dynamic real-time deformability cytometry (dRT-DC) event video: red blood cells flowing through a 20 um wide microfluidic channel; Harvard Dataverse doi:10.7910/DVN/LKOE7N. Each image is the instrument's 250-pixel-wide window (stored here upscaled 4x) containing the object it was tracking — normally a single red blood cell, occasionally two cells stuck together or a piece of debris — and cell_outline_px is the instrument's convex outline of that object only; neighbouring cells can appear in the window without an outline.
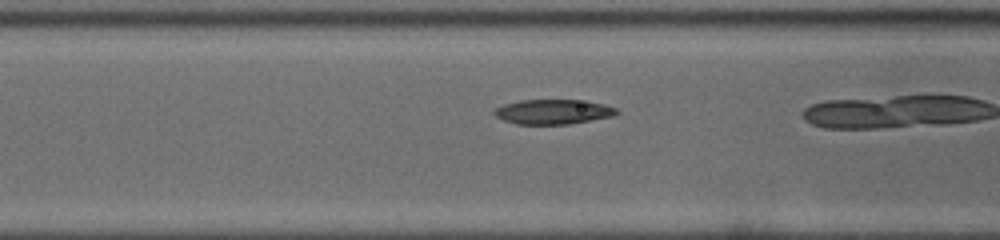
{"species": "common noctule bat (a hibernating species)", "species_latin": "Nyctalus noctula", "temperature_condition": "cold", "stored_images_in_passage": 28, "camera_frame_rate_fps": 3000, "um_per_image_px": 0.085, "animal": {"sex": "male", "body_mass_g": 19.0, "forearm_length_mm": 50.8}, "frame": {"image": 1, "passage_image": 9, "time_ms": 2.667, "image_size_px": [1000, 240], "cell_outline_px": [[620, 112], [612, 116], [568, 124], [516, 124], [504, 120], [496, 116], [492, 112], [496, 108], [504, 104], [520, 100], [576, 100], [604, 104], [616, 108]], "centroid_in_image_um": [46.99, 9.5], "position_along_channel_um": 119.6, "area_um2": 17.46}}